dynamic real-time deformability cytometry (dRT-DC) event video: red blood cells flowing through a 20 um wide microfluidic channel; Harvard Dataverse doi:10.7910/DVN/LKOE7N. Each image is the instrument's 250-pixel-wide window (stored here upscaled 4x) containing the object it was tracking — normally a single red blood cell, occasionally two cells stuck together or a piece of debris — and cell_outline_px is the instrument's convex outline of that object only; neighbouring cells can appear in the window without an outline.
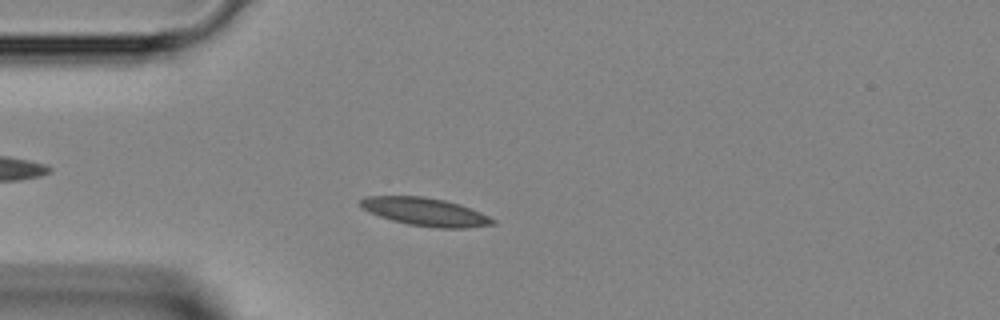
{"species": "Egyptian fruit bat (a non-hibernating species)", "species_latin": "Rousettus aegyptiacus", "temperature_condition": "room temperature", "stored_images_in_passage": 41, "camera_frame_rate_fps": 3000, "um_per_image_px": 0.085, "animal": {"sex": "female"}, "frame": {"image": 1, "passage_image": 8, "time_ms": 2.333, "image_size_px": [1000, 320], "cell_outline_px": [[496, 224], [468, 228], [436, 228], [408, 224], [392, 220], [380, 216], [360, 208], [360, 200], [368, 196], [424, 196], [444, 200], [460, 204], [480, 212], [496, 220]], "centroid_in_image_um": [36.17, 18.01], "position_along_channel_um": 48.8, "area_um2": 21.62}}
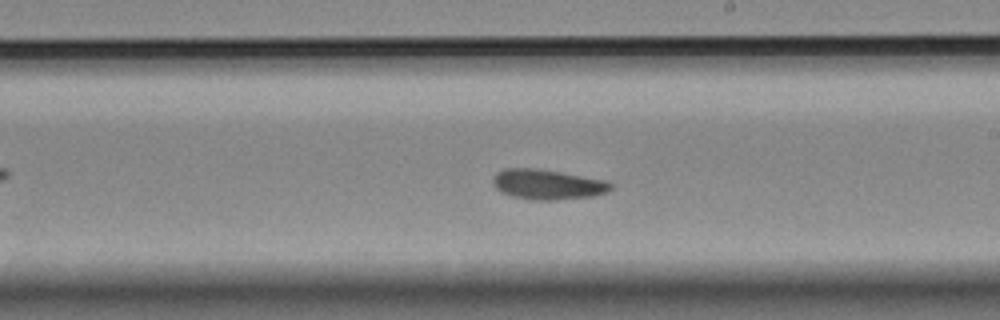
{"frame": {"image": 2, "passage_image": 22, "time_ms": 7.0, "image_size_px": [1000, 320], "cell_outline_px": [[612, 188], [608, 192], [592, 196], [556, 200], [532, 200], [512, 196], [500, 192], [492, 184], [492, 176], [496, 172], [504, 168], [536, 168], [560, 172], [604, 180], [612, 184]], "centroid_in_image_um": [46.48, 15.67], "position_along_channel_um": 242.5, "area_um2": 20.75}}
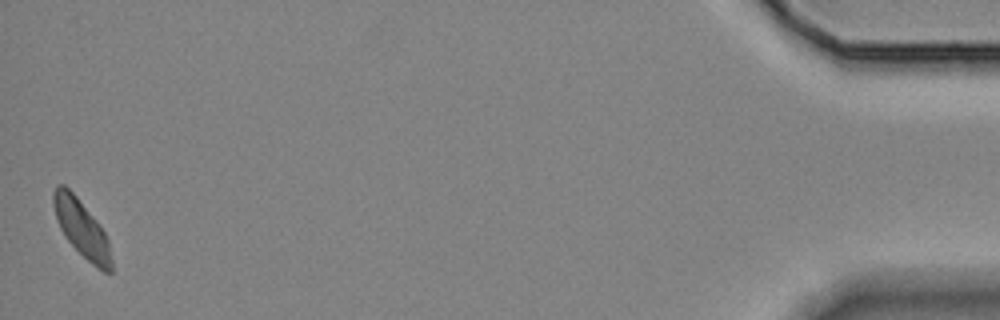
{"frame": {"image": 3, "passage_image": 41, "time_ms": 13.333, "image_size_px": [1000, 320], "cell_outline_px": [[112, 272], [104, 272], [92, 264], [64, 236], [60, 228], [56, 216], [52, 200], [52, 192], [56, 184], [64, 184], [76, 196], [96, 220], [104, 232], [108, 240], [112, 260]], "centroid_in_image_um": [6.93, 19.4], "position_along_channel_um": 428.3, "area_um2": 18.96}}